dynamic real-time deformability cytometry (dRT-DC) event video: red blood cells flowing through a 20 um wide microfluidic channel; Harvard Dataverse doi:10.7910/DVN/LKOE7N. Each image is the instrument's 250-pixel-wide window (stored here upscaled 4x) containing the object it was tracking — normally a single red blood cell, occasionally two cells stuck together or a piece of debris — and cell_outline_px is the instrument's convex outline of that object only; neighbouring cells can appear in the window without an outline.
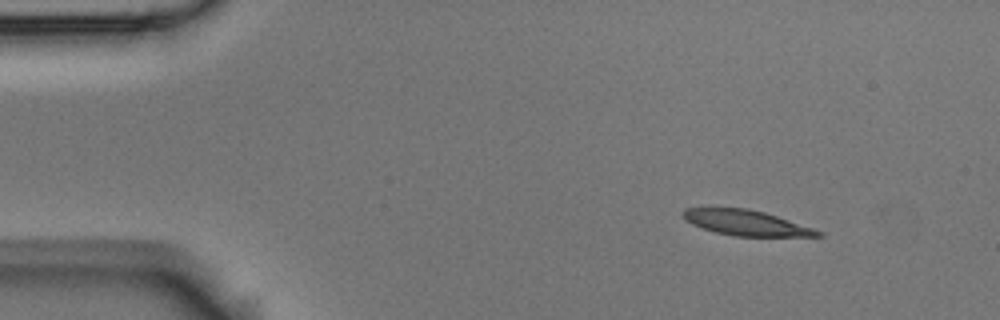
{"species": "Egyptian fruit bat (a non-hibernating species)", "species_latin": "Rousettus aegyptiacus", "temperature_condition": "room temperature", "stored_images_in_passage": 4, "segment_of_instrument_passage": [1, 2], "camera_frame_rate_fps": 3000, "um_per_image_px": 0.085, "animal": {"sex": "male"}, "frame": {"image": 1, "passage_image": 1, "time_ms": 0.0, "image_size_px": [1000, 320], "cell_outline_px": [[824, 236], [736, 236], [716, 232], [692, 224], [684, 220], [680, 212], [684, 208], [748, 208], [764, 212], [824, 232]], "centroid_in_image_um": [63.38, 18.93], "position_along_channel_um": 21.6, "area_um2": 19.71}}